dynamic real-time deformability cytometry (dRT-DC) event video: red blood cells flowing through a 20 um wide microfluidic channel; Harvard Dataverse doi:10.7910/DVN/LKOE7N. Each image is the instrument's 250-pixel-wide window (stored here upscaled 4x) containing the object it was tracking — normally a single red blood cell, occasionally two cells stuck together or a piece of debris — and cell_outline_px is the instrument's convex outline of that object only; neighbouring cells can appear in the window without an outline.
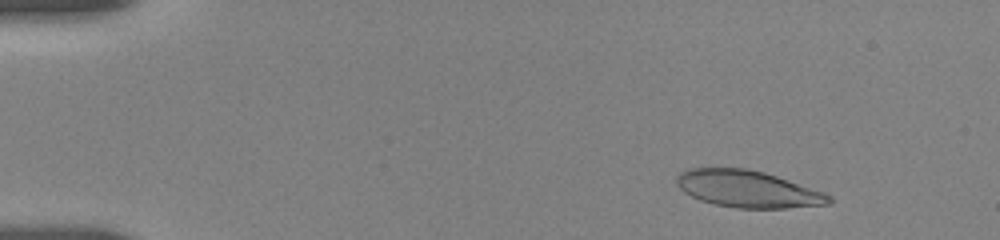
{"species": "human", "species_latin": "Homo sapiens", "temperature_condition": "room temperature", "stored_images_in_passage": 24, "camera_frame_rate_fps": 3000, "um_per_image_px": 0.085, "donor": {"sex": "female"}, "frame": {"image": 1, "passage_image": 5, "time_ms": 2.0, "image_size_px": [1000, 240], "cell_outline_px": [[832, 204], [784, 208], [736, 208], [716, 204], [700, 200], [684, 192], [676, 184], [676, 176], [680, 172], [688, 168], [744, 168], [764, 172], [824, 192], [832, 196]], "centroid_in_image_um": [63.56, 16.06], "position_along_channel_um": 21.4, "area_um2": 32.71}}
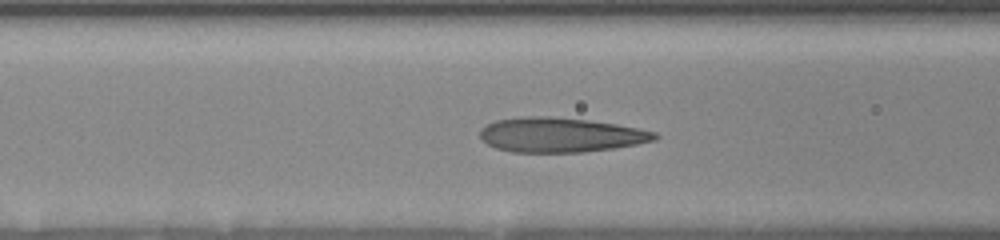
{"frame": {"image": 2, "passage_image": 18, "time_ms": 7.333, "image_size_px": [1000, 240], "cell_outline_px": [[660, 136], [656, 140], [636, 144], [612, 148], [584, 152], [512, 152], [496, 148], [480, 140], [480, 128], [496, 120], [528, 116], [552, 116], [588, 120], [616, 124], [656, 132]], "centroid_in_image_um": [47.62, 11.46], "position_along_channel_um": 119.0, "area_um2": 35.26}}
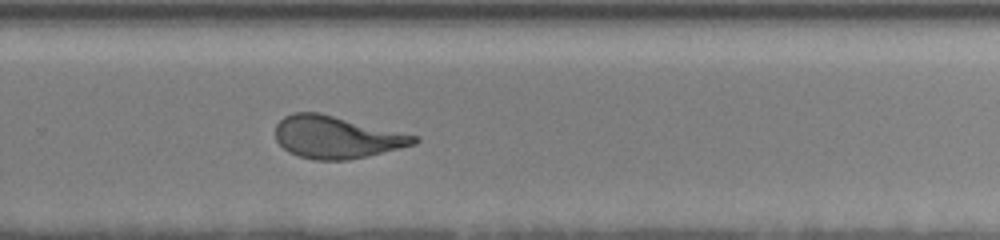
{"frame": {"image": 3, "passage_image": 24, "time_ms": 12.333, "image_size_px": [1000, 240], "cell_outline_px": [[420, 140], [416, 144], [400, 148], [348, 160], [316, 160], [300, 156], [288, 152], [276, 140], [276, 124], [284, 116], [292, 112], [320, 112], [420, 136]], "centroid_in_image_um": [28.62, 11.64], "position_along_channel_um": 301.2, "area_um2": 34.33}}